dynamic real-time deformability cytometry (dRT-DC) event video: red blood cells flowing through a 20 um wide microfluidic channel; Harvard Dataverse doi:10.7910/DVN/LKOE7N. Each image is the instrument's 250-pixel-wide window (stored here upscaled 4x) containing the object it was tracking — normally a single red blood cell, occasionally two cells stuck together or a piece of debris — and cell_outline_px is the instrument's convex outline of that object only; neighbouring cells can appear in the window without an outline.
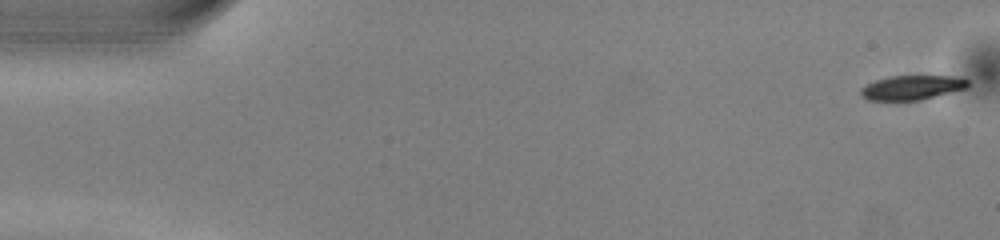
{"species": "common noctule bat (a hibernating species)", "species_latin": "Nyctalus noctula", "temperature_condition": "warm", "stored_images_in_passage": 12, "camera_frame_rate_fps": 3000, "um_per_image_px": 0.085, "animal": {"sex": "male", "body_mass_g": 13.0, "forearm_length_mm": 53.1}, "frame": {"image": 1, "passage_image": 1, "time_ms": 0.0, "image_size_px": [1000, 240], "cell_outline_px": [[968, 88], [920, 100], [868, 100], [860, 96], [860, 88], [876, 80], [888, 76], [960, 76], [968, 80]], "centroid_in_image_um": [77.53, 7.44], "position_along_channel_um": 7.5, "area_um2": 15.32}}